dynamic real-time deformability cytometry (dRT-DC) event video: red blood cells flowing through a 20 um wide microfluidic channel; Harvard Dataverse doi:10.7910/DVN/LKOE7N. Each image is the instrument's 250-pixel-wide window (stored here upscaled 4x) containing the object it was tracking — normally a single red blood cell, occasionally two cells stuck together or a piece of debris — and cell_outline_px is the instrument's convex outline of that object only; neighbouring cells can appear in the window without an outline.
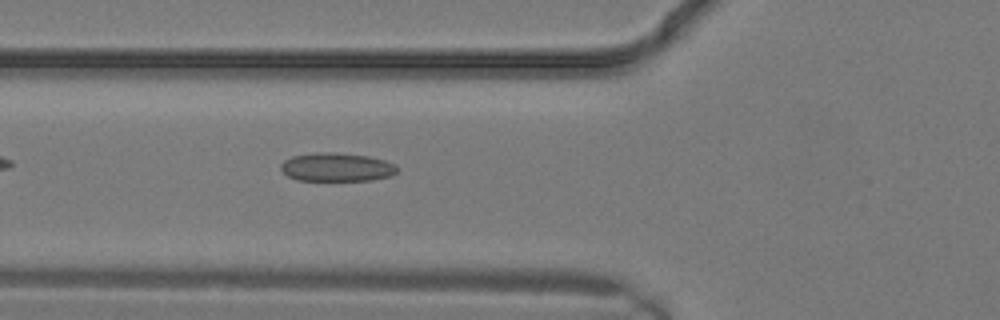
{"species": "common noctule bat (a hibernating species)", "species_latin": "Nyctalus noctula", "temperature_condition": "warm", "stored_images_in_passage": 8, "camera_frame_rate_fps": 3000, "um_per_image_px": 0.085, "animal": {"sex": "male", "body_mass_g": 19.2, "forearm_length_mm": 51.8}, "frame": {"image": 1, "passage_image": 8, "time_ms": 2.333, "image_size_px": [1000, 320], "cell_outline_px": [[396, 172], [392, 176], [372, 180], [296, 180], [288, 176], [280, 168], [280, 164], [284, 160], [292, 156], [316, 152], [332, 152], [368, 156], [384, 160], [396, 164]], "centroid_in_image_um": [28.61, 14.2], "position_along_channel_um": 97.2, "area_um2": 19.36}}